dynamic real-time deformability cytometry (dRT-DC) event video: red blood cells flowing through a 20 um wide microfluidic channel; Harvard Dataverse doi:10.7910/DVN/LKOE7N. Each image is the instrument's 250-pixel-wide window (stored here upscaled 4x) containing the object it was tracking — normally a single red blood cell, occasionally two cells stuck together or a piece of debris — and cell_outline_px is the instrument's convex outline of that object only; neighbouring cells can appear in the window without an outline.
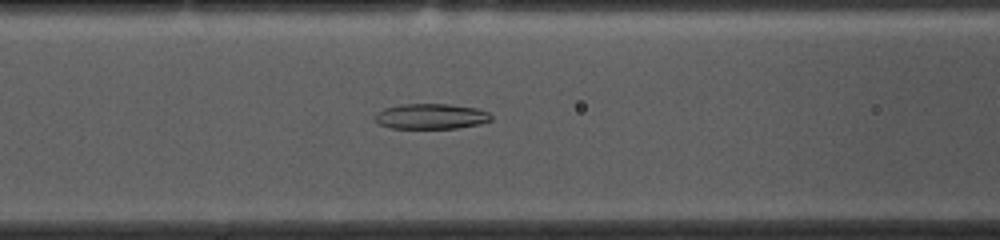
{"species": "common noctule bat (a hibernating species)", "species_latin": "Nyctalus noctula", "temperature_condition": "cold", "stored_images_in_passage": 48, "camera_frame_rate_fps": 3000, "um_per_image_px": 0.085, "animal": {"sex": "female", "body_mass_g": 10.0, "forearm_length_mm": 53.1}, "frame": {"image": 1, "passage_image": 15, "time_ms": 4.667, "image_size_px": [1000, 240], "cell_outline_px": [[492, 120], [480, 124], [456, 128], [392, 128], [380, 124], [376, 120], [376, 112], [384, 108], [404, 104], [448, 104], [476, 108], [488, 112], [492, 116]], "centroid_in_image_um": [36.66, 9.89], "position_along_channel_um": 129.9, "area_um2": 17.05}}
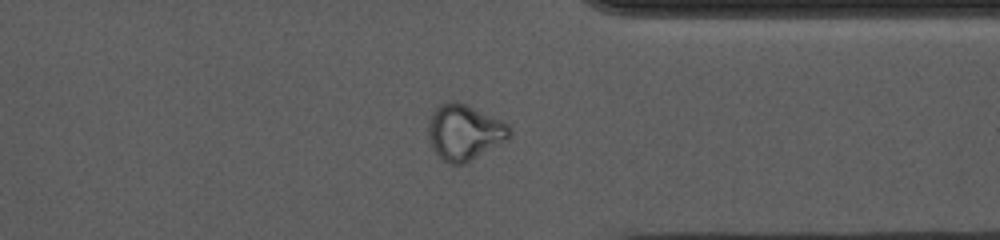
{"frame": {"image": 2, "passage_image": 35, "time_ms": 11.333, "image_size_px": [1000, 240], "cell_outline_px": [[512, 136], [508, 140], [464, 164], [448, 164], [432, 148], [428, 136], [428, 120], [432, 112], [440, 104], [448, 100], [456, 100], [500, 120], [508, 124], [512, 132]], "centroid_in_image_um": [39.47, 11.24], "position_along_channel_um": 371.9, "area_um2": 26.41}}
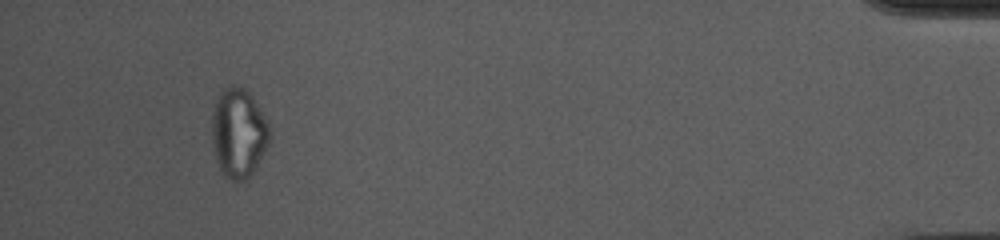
{"frame": {"image": 3, "passage_image": 44, "time_ms": 14.333, "image_size_px": [1000, 240], "cell_outline_px": [[272, 136], [256, 168], [248, 180], [232, 180], [224, 176], [216, 160], [212, 144], [212, 112], [216, 100], [220, 92], [224, 88], [232, 84], [236, 84], [244, 88], [252, 96], [264, 116], [268, 124]], "centroid_in_image_um": [20.27, 11.3], "position_along_channel_um": 414.9, "area_um2": 30.29}, "authors_computed_cell_mechanics": {"area_um2": 21.5883, "velocity_mm_per_s": 3.701, "shape_relaxation_time_tau1_ms": null, "shape_relaxation_time_tau2_ms": 2.7971, "deformation_change_tau1": null, "deformation_change_tau2": 0.0881}}